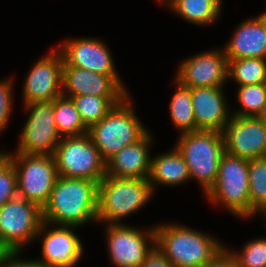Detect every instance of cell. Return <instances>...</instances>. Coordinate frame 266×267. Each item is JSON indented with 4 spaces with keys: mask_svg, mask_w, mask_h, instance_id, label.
Returning <instances> with one entry per match:
<instances>
[{
    "mask_svg": "<svg viewBox=\"0 0 266 267\" xmlns=\"http://www.w3.org/2000/svg\"><path fill=\"white\" fill-rule=\"evenodd\" d=\"M98 182L58 176L49 199L42 208L48 224L82 226L97 221Z\"/></svg>",
    "mask_w": 266,
    "mask_h": 267,
    "instance_id": "1",
    "label": "cell"
},
{
    "mask_svg": "<svg viewBox=\"0 0 266 267\" xmlns=\"http://www.w3.org/2000/svg\"><path fill=\"white\" fill-rule=\"evenodd\" d=\"M156 246L173 267H205L224 247L217 240L185 226L154 227Z\"/></svg>",
    "mask_w": 266,
    "mask_h": 267,
    "instance_id": "2",
    "label": "cell"
},
{
    "mask_svg": "<svg viewBox=\"0 0 266 267\" xmlns=\"http://www.w3.org/2000/svg\"><path fill=\"white\" fill-rule=\"evenodd\" d=\"M176 148L188 166L190 178L198 179L207 194L215 185L220 159L225 153L223 132L197 130L182 133Z\"/></svg>",
    "mask_w": 266,
    "mask_h": 267,
    "instance_id": "3",
    "label": "cell"
},
{
    "mask_svg": "<svg viewBox=\"0 0 266 267\" xmlns=\"http://www.w3.org/2000/svg\"><path fill=\"white\" fill-rule=\"evenodd\" d=\"M152 194L149 179L105 175L98 183L97 221L119 224L121 218L144 206Z\"/></svg>",
    "mask_w": 266,
    "mask_h": 267,
    "instance_id": "4",
    "label": "cell"
},
{
    "mask_svg": "<svg viewBox=\"0 0 266 267\" xmlns=\"http://www.w3.org/2000/svg\"><path fill=\"white\" fill-rule=\"evenodd\" d=\"M88 133L101 157L107 161L125 146L140 141L148 131L136 117L127 96L99 123L94 124Z\"/></svg>",
    "mask_w": 266,
    "mask_h": 267,
    "instance_id": "5",
    "label": "cell"
},
{
    "mask_svg": "<svg viewBox=\"0 0 266 267\" xmlns=\"http://www.w3.org/2000/svg\"><path fill=\"white\" fill-rule=\"evenodd\" d=\"M42 208L16 195L0 207V253L21 251L39 233L47 229Z\"/></svg>",
    "mask_w": 266,
    "mask_h": 267,
    "instance_id": "6",
    "label": "cell"
},
{
    "mask_svg": "<svg viewBox=\"0 0 266 267\" xmlns=\"http://www.w3.org/2000/svg\"><path fill=\"white\" fill-rule=\"evenodd\" d=\"M53 156L58 176L99 183L106 175V161L89 133L61 137Z\"/></svg>",
    "mask_w": 266,
    "mask_h": 267,
    "instance_id": "7",
    "label": "cell"
},
{
    "mask_svg": "<svg viewBox=\"0 0 266 267\" xmlns=\"http://www.w3.org/2000/svg\"><path fill=\"white\" fill-rule=\"evenodd\" d=\"M210 201L221 202L237 217H250L248 159L225 152L219 163L215 185L206 194Z\"/></svg>",
    "mask_w": 266,
    "mask_h": 267,
    "instance_id": "8",
    "label": "cell"
},
{
    "mask_svg": "<svg viewBox=\"0 0 266 267\" xmlns=\"http://www.w3.org/2000/svg\"><path fill=\"white\" fill-rule=\"evenodd\" d=\"M4 154L15 166L18 195L43 208L58 177L54 156Z\"/></svg>",
    "mask_w": 266,
    "mask_h": 267,
    "instance_id": "9",
    "label": "cell"
},
{
    "mask_svg": "<svg viewBox=\"0 0 266 267\" xmlns=\"http://www.w3.org/2000/svg\"><path fill=\"white\" fill-rule=\"evenodd\" d=\"M30 116L22 129L17 153L53 155L60 142L54 119L53 101L33 102L25 105Z\"/></svg>",
    "mask_w": 266,
    "mask_h": 267,
    "instance_id": "10",
    "label": "cell"
},
{
    "mask_svg": "<svg viewBox=\"0 0 266 267\" xmlns=\"http://www.w3.org/2000/svg\"><path fill=\"white\" fill-rule=\"evenodd\" d=\"M223 137L225 152L232 156L266 157V122L259 117L231 115Z\"/></svg>",
    "mask_w": 266,
    "mask_h": 267,
    "instance_id": "11",
    "label": "cell"
},
{
    "mask_svg": "<svg viewBox=\"0 0 266 267\" xmlns=\"http://www.w3.org/2000/svg\"><path fill=\"white\" fill-rule=\"evenodd\" d=\"M107 226L109 255L116 267H139L156 246L155 229L147 233L121 223ZM147 237L153 243L151 248Z\"/></svg>",
    "mask_w": 266,
    "mask_h": 267,
    "instance_id": "12",
    "label": "cell"
},
{
    "mask_svg": "<svg viewBox=\"0 0 266 267\" xmlns=\"http://www.w3.org/2000/svg\"><path fill=\"white\" fill-rule=\"evenodd\" d=\"M63 57L56 49L42 57L25 79L23 99L25 105L33 102L54 101L62 95Z\"/></svg>",
    "mask_w": 266,
    "mask_h": 267,
    "instance_id": "13",
    "label": "cell"
},
{
    "mask_svg": "<svg viewBox=\"0 0 266 267\" xmlns=\"http://www.w3.org/2000/svg\"><path fill=\"white\" fill-rule=\"evenodd\" d=\"M175 80L189 87H222L228 78V60L224 50H210L184 60Z\"/></svg>",
    "mask_w": 266,
    "mask_h": 267,
    "instance_id": "14",
    "label": "cell"
},
{
    "mask_svg": "<svg viewBox=\"0 0 266 267\" xmlns=\"http://www.w3.org/2000/svg\"><path fill=\"white\" fill-rule=\"evenodd\" d=\"M66 88L69 97L90 95L104 98L129 96L118 75H103L75 66L62 68V95Z\"/></svg>",
    "mask_w": 266,
    "mask_h": 267,
    "instance_id": "15",
    "label": "cell"
},
{
    "mask_svg": "<svg viewBox=\"0 0 266 267\" xmlns=\"http://www.w3.org/2000/svg\"><path fill=\"white\" fill-rule=\"evenodd\" d=\"M63 66H75L103 75H117L111 53L101 40L70 39L61 45Z\"/></svg>",
    "mask_w": 266,
    "mask_h": 267,
    "instance_id": "16",
    "label": "cell"
},
{
    "mask_svg": "<svg viewBox=\"0 0 266 267\" xmlns=\"http://www.w3.org/2000/svg\"><path fill=\"white\" fill-rule=\"evenodd\" d=\"M194 116L197 130H214L223 132L229 122L222 87L191 88Z\"/></svg>",
    "mask_w": 266,
    "mask_h": 267,
    "instance_id": "17",
    "label": "cell"
},
{
    "mask_svg": "<svg viewBox=\"0 0 266 267\" xmlns=\"http://www.w3.org/2000/svg\"><path fill=\"white\" fill-rule=\"evenodd\" d=\"M60 227L44 231L41 262L46 267H76L83 253L82 243L71 230L74 226Z\"/></svg>",
    "mask_w": 266,
    "mask_h": 267,
    "instance_id": "18",
    "label": "cell"
},
{
    "mask_svg": "<svg viewBox=\"0 0 266 267\" xmlns=\"http://www.w3.org/2000/svg\"><path fill=\"white\" fill-rule=\"evenodd\" d=\"M150 133L125 146L106 161V175L116 178L149 179L151 171ZM149 145V146H148Z\"/></svg>",
    "mask_w": 266,
    "mask_h": 267,
    "instance_id": "19",
    "label": "cell"
},
{
    "mask_svg": "<svg viewBox=\"0 0 266 267\" xmlns=\"http://www.w3.org/2000/svg\"><path fill=\"white\" fill-rule=\"evenodd\" d=\"M223 50L227 60L266 59V12L242 22Z\"/></svg>",
    "mask_w": 266,
    "mask_h": 267,
    "instance_id": "20",
    "label": "cell"
},
{
    "mask_svg": "<svg viewBox=\"0 0 266 267\" xmlns=\"http://www.w3.org/2000/svg\"><path fill=\"white\" fill-rule=\"evenodd\" d=\"M189 178L188 166L176 147L173 152L163 153L152 159L149 176L152 191L155 183L179 185Z\"/></svg>",
    "mask_w": 266,
    "mask_h": 267,
    "instance_id": "21",
    "label": "cell"
},
{
    "mask_svg": "<svg viewBox=\"0 0 266 267\" xmlns=\"http://www.w3.org/2000/svg\"><path fill=\"white\" fill-rule=\"evenodd\" d=\"M167 2L168 6L184 20L202 26L217 20L222 8L221 0H167Z\"/></svg>",
    "mask_w": 266,
    "mask_h": 267,
    "instance_id": "22",
    "label": "cell"
},
{
    "mask_svg": "<svg viewBox=\"0 0 266 267\" xmlns=\"http://www.w3.org/2000/svg\"><path fill=\"white\" fill-rule=\"evenodd\" d=\"M54 119L60 136H79L88 133L80 113L71 98L61 95L53 101Z\"/></svg>",
    "mask_w": 266,
    "mask_h": 267,
    "instance_id": "23",
    "label": "cell"
},
{
    "mask_svg": "<svg viewBox=\"0 0 266 267\" xmlns=\"http://www.w3.org/2000/svg\"><path fill=\"white\" fill-rule=\"evenodd\" d=\"M80 113L84 125L90 129L99 123L116 105L125 98H104L90 95L69 97Z\"/></svg>",
    "mask_w": 266,
    "mask_h": 267,
    "instance_id": "24",
    "label": "cell"
},
{
    "mask_svg": "<svg viewBox=\"0 0 266 267\" xmlns=\"http://www.w3.org/2000/svg\"><path fill=\"white\" fill-rule=\"evenodd\" d=\"M177 89L170 102V116L175 127L182 130L181 133L196 131V119L194 116L191 88L180 84L175 80Z\"/></svg>",
    "mask_w": 266,
    "mask_h": 267,
    "instance_id": "25",
    "label": "cell"
},
{
    "mask_svg": "<svg viewBox=\"0 0 266 267\" xmlns=\"http://www.w3.org/2000/svg\"><path fill=\"white\" fill-rule=\"evenodd\" d=\"M266 59L242 58L228 60V79L239 86L266 83Z\"/></svg>",
    "mask_w": 266,
    "mask_h": 267,
    "instance_id": "26",
    "label": "cell"
},
{
    "mask_svg": "<svg viewBox=\"0 0 266 267\" xmlns=\"http://www.w3.org/2000/svg\"><path fill=\"white\" fill-rule=\"evenodd\" d=\"M250 216L266 207V157L248 159Z\"/></svg>",
    "mask_w": 266,
    "mask_h": 267,
    "instance_id": "27",
    "label": "cell"
},
{
    "mask_svg": "<svg viewBox=\"0 0 266 267\" xmlns=\"http://www.w3.org/2000/svg\"><path fill=\"white\" fill-rule=\"evenodd\" d=\"M239 87L238 100L242 109L231 115L257 117L266 102V83Z\"/></svg>",
    "mask_w": 266,
    "mask_h": 267,
    "instance_id": "28",
    "label": "cell"
},
{
    "mask_svg": "<svg viewBox=\"0 0 266 267\" xmlns=\"http://www.w3.org/2000/svg\"><path fill=\"white\" fill-rule=\"evenodd\" d=\"M17 192V174L13 162L0 152V207L12 200Z\"/></svg>",
    "mask_w": 266,
    "mask_h": 267,
    "instance_id": "29",
    "label": "cell"
},
{
    "mask_svg": "<svg viewBox=\"0 0 266 267\" xmlns=\"http://www.w3.org/2000/svg\"><path fill=\"white\" fill-rule=\"evenodd\" d=\"M239 254L232 252L238 267H266V239L246 243Z\"/></svg>",
    "mask_w": 266,
    "mask_h": 267,
    "instance_id": "30",
    "label": "cell"
},
{
    "mask_svg": "<svg viewBox=\"0 0 266 267\" xmlns=\"http://www.w3.org/2000/svg\"><path fill=\"white\" fill-rule=\"evenodd\" d=\"M12 79L0 81V132L8 124L12 109Z\"/></svg>",
    "mask_w": 266,
    "mask_h": 267,
    "instance_id": "31",
    "label": "cell"
},
{
    "mask_svg": "<svg viewBox=\"0 0 266 267\" xmlns=\"http://www.w3.org/2000/svg\"><path fill=\"white\" fill-rule=\"evenodd\" d=\"M18 253L20 254V251L1 252L0 267H46L39 260L22 261L19 258H17Z\"/></svg>",
    "mask_w": 266,
    "mask_h": 267,
    "instance_id": "32",
    "label": "cell"
},
{
    "mask_svg": "<svg viewBox=\"0 0 266 267\" xmlns=\"http://www.w3.org/2000/svg\"><path fill=\"white\" fill-rule=\"evenodd\" d=\"M139 267H173L167 257L155 246Z\"/></svg>",
    "mask_w": 266,
    "mask_h": 267,
    "instance_id": "33",
    "label": "cell"
},
{
    "mask_svg": "<svg viewBox=\"0 0 266 267\" xmlns=\"http://www.w3.org/2000/svg\"><path fill=\"white\" fill-rule=\"evenodd\" d=\"M227 250L226 247L221 249V251L207 263L205 267H238L234 256Z\"/></svg>",
    "mask_w": 266,
    "mask_h": 267,
    "instance_id": "34",
    "label": "cell"
},
{
    "mask_svg": "<svg viewBox=\"0 0 266 267\" xmlns=\"http://www.w3.org/2000/svg\"><path fill=\"white\" fill-rule=\"evenodd\" d=\"M257 117H259L261 120H264L266 122V102L263 105V108Z\"/></svg>",
    "mask_w": 266,
    "mask_h": 267,
    "instance_id": "35",
    "label": "cell"
},
{
    "mask_svg": "<svg viewBox=\"0 0 266 267\" xmlns=\"http://www.w3.org/2000/svg\"><path fill=\"white\" fill-rule=\"evenodd\" d=\"M261 213H264V216H266V207L261 211Z\"/></svg>",
    "mask_w": 266,
    "mask_h": 267,
    "instance_id": "36",
    "label": "cell"
}]
</instances>
